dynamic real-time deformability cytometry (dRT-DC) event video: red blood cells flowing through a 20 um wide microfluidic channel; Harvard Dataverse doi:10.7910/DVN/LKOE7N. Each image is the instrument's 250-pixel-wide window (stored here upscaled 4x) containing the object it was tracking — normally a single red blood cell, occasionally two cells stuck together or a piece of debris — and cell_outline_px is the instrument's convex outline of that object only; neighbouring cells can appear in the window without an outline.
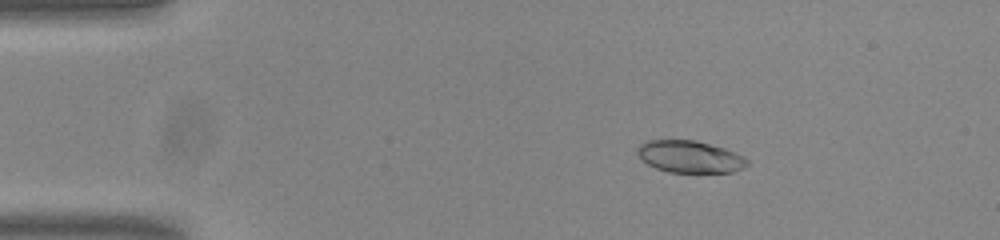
{"species": "common noctule bat (a hibernating species)", "species_latin": "Nyctalus noctula", "temperature_condition": "room temperature", "stored_images_in_passage": 47, "camera_frame_rate_fps": 3000, "um_per_image_px": 0.085, "animal": {"sex": "male", "body_mass_g": 20.0, "forearm_length_mm": 53.3}, "frame": {"image": 1, "passage_image": 2, "time_ms": 0.333, "image_size_px": [1000, 240], "cell_outline_px": [[748, 164], [744, 168], [732, 172], [668, 172], [656, 168], [648, 164], [636, 152], [636, 148], [644, 140], [696, 140], [724, 148], [748, 160]], "centroid_in_image_um": [58.6, 13.31], "position_along_channel_um": 26.4, "area_um2": 20.35}}
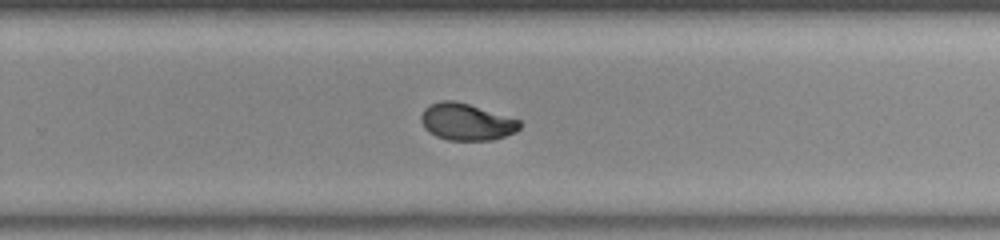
{"frame": {"image": 2, "passage_image": 28, "time_ms": 9.0, "image_size_px": [1000, 240], "cell_outline_px": [[520, 128], [516, 132], [492, 140], [448, 140], [436, 136], [428, 132], [424, 128], [420, 120], [420, 116], [424, 108], [440, 100], [456, 100], [520, 120]], "centroid_in_image_um": [39.61, 10.36], "position_along_channel_um": 290.2, "area_um2": 21.21}}
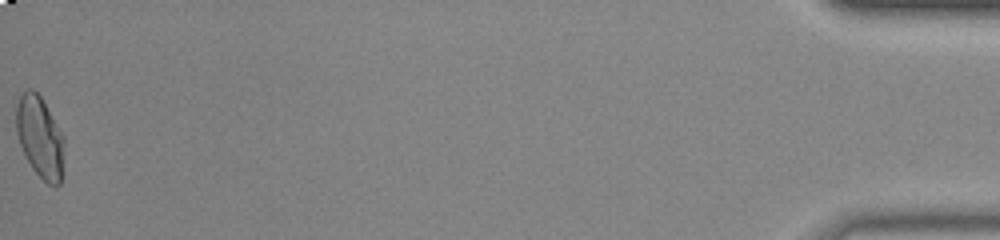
{"frame": {"image": 3, "passage_image": 47, "time_ms": 15.333, "image_size_px": [1000, 240], "cell_outline_px": [[64, 140], [60, 184], [48, 184], [32, 168], [24, 156], [16, 132], [16, 104], [20, 96], [28, 88], [32, 88], [40, 96], [64, 136]], "centroid_in_image_um": [3.37, 11.63], "position_along_channel_um": 431.8, "area_um2": 22.48}, "authors_computed_cell_mechanics": {"area_um2": 21.3282, "velocity_mm_per_s": 3.8205, "shape_relaxation_time_tau1_ms": 3.8979, "shape_relaxation_time_tau2_ms": 0.6693, "deformation_change_tau1": 0.1541, "deformation_change_tau2": 0.0352}}